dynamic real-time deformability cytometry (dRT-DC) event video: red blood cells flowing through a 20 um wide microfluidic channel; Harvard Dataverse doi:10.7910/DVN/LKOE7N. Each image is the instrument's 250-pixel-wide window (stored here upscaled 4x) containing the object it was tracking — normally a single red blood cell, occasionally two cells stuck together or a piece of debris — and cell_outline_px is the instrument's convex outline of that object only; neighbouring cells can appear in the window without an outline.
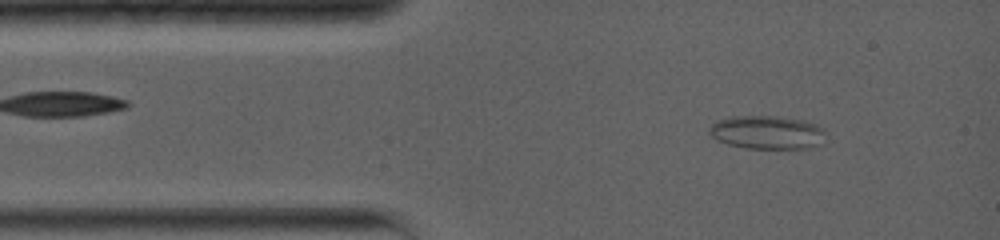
{"species": "common noctule bat (a hibernating species)", "species_latin": "Nyctalus noctula", "temperature_condition": "warm", "stored_images_in_passage": 37, "camera_frame_rate_fps": 5000, "um_per_image_px": 0.085, "animal": {"sex": "female", "body_mass_g": 19.0, "forearm_length_mm": 56.7}, "frame": {"image": 1, "passage_image": 3, "time_ms": 0.8, "image_size_px": [1000, 240], "cell_outline_px": [[824, 132], [816, 144], [808, 148], [748, 148], [728, 144], [716, 140], [708, 132], [708, 128], [716, 120], [732, 116], [776, 116], [804, 120], [824, 128]], "centroid_in_image_um": [65.11, 11.23], "position_along_channel_um": 19.9, "area_um2": 22.37}}
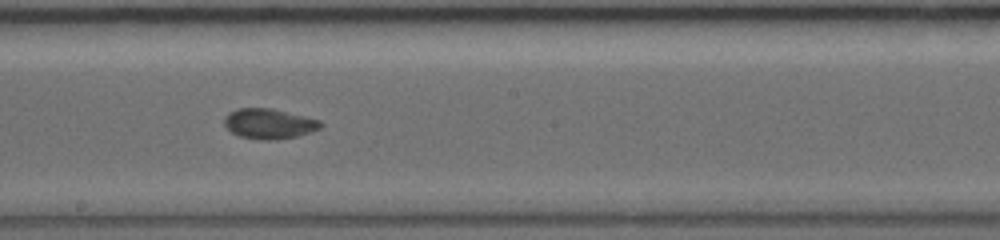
{"frame": {"image": 2, "passage_image": 17, "time_ms": 7.0, "image_size_px": [1000, 240], "cell_outline_px": [[324, 124], [320, 128], [296, 136], [276, 140], [268, 140], [240, 136], [232, 132], [224, 124], [224, 116], [228, 112], [240, 108], [272, 108], [320, 120]], "centroid_in_image_um": [22.86, 10.5], "position_along_channel_um": 225.3, "area_um2": 16.76}}
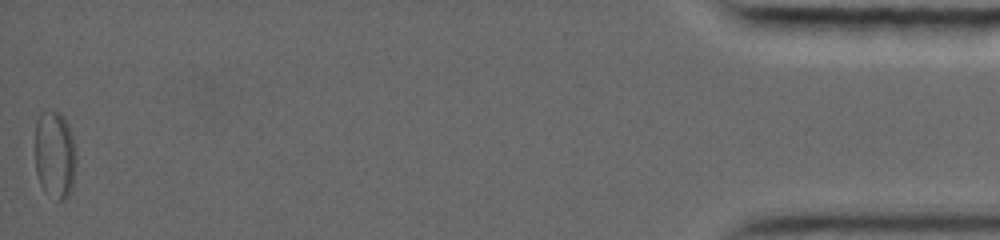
{"frame": {"image": 3, "passage_image": 37, "time_ms": 15.8, "image_size_px": [1000, 240], "cell_outline_px": [[76, 164], [72, 188], [68, 196], [64, 200], [60, 200], [44, 192], [40, 184], [36, 172], [36, 120], [40, 112], [60, 112], [64, 116], [68, 124], [72, 136], [76, 160]], "centroid_in_image_um": [4.66, 13.16], "position_along_channel_um": 430.5, "area_um2": 21.04}, "authors_computed_cell_mechanics": {"area_um2": 17.918, "velocity_mm_per_s": 3.8741, "shape_relaxation_time_tau1_ms": null, "shape_relaxation_time_tau2_ms": 1.5574, "deformation_change_tau1": null, "deformation_change_tau2": 0.0544}}